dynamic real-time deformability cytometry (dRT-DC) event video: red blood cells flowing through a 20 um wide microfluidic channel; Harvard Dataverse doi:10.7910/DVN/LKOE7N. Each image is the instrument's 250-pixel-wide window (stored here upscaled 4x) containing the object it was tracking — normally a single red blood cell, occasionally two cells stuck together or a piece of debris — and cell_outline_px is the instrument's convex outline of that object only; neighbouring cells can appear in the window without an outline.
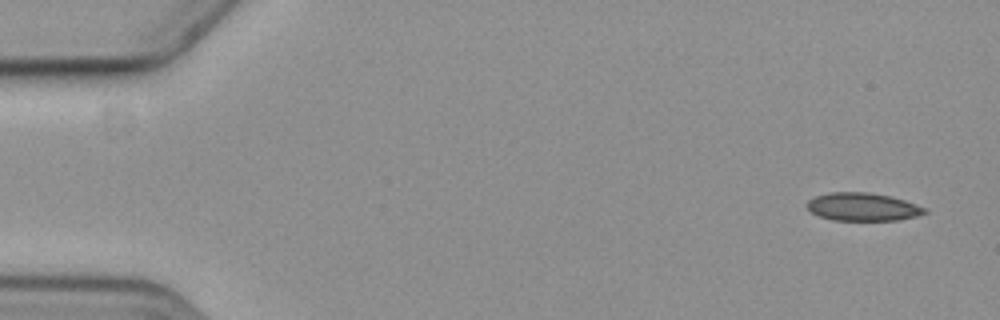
{"species": "common noctule bat (a hibernating species)", "species_latin": "Nyctalus noctula", "temperature_condition": "cold", "stored_images_in_passage": 5, "camera_frame_rate_fps": 3000, "um_per_image_px": 0.085, "animal": {"sex": "female", "body_mass_g": 19.3, "forearm_length_mm": 54.1}, "frame": {"image": 1, "passage_image": 1, "time_ms": 0.0, "image_size_px": [1000, 320], "cell_outline_px": [[928, 212], [916, 216], [900, 220], [832, 220], [820, 216], [812, 212], [808, 208], [808, 200], [816, 196], [832, 192], [868, 192], [888, 196], [904, 200], [916, 204], [924, 208]], "centroid_in_image_um": [73.34, 17.58], "position_along_channel_um": 11.7, "area_um2": 18.96}}
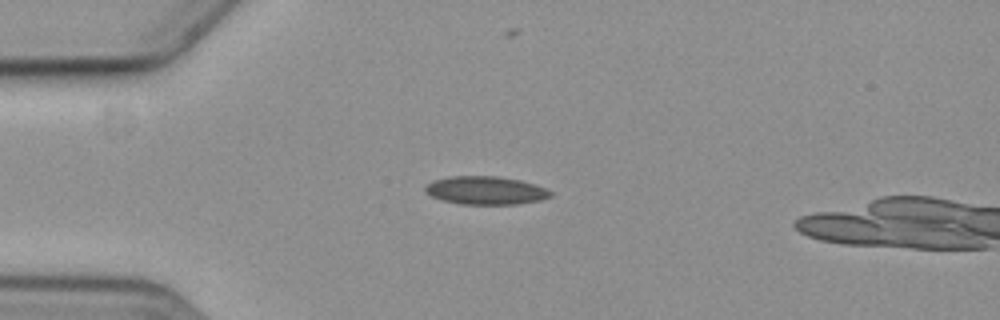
{"frame": {"image": 2, "passage_image": 4, "time_ms": 4.0, "image_size_px": [1000, 320], "cell_outline_px": [[552, 196], [540, 200], [516, 204], [460, 204], [440, 200], [424, 192], [424, 188], [432, 180], [448, 176], [500, 176], [520, 180], [544, 188], [552, 192]], "centroid_in_image_um": [41.23, 16.18], "position_along_channel_um": 43.8, "area_um2": 20.63}}